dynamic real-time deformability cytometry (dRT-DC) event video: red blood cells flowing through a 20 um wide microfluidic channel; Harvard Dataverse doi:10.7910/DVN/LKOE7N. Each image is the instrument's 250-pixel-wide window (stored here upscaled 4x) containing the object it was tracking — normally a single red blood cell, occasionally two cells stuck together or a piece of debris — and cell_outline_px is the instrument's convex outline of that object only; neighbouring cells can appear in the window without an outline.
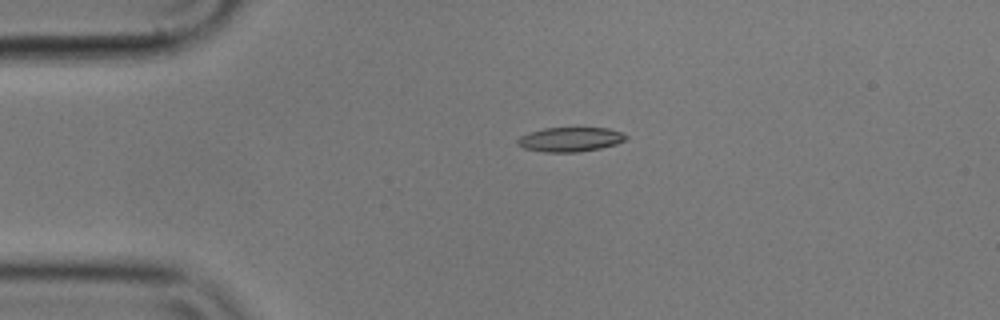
{"species": "common noctule bat (a hibernating species)", "species_latin": "Nyctalus noctula", "temperature_condition": "cold", "stored_images_in_passage": 2, "camera_frame_rate_fps": 3000, "um_per_image_px": 0.085, "animal": {"sex": "male", "body_mass_g": 17.9}, "frame": {"image": 1, "passage_image": 1, "time_ms": 0.0, "image_size_px": [1000, 320], "cell_outline_px": [[628, 136], [624, 140], [616, 144], [600, 148], [580, 152], [544, 152], [524, 148], [516, 144], [516, 140], [520, 136], [544, 128], [608, 128], [620, 132]], "centroid_in_image_um": [48.45, 11.86], "position_along_channel_um": 36.6, "area_um2": 15.32}}